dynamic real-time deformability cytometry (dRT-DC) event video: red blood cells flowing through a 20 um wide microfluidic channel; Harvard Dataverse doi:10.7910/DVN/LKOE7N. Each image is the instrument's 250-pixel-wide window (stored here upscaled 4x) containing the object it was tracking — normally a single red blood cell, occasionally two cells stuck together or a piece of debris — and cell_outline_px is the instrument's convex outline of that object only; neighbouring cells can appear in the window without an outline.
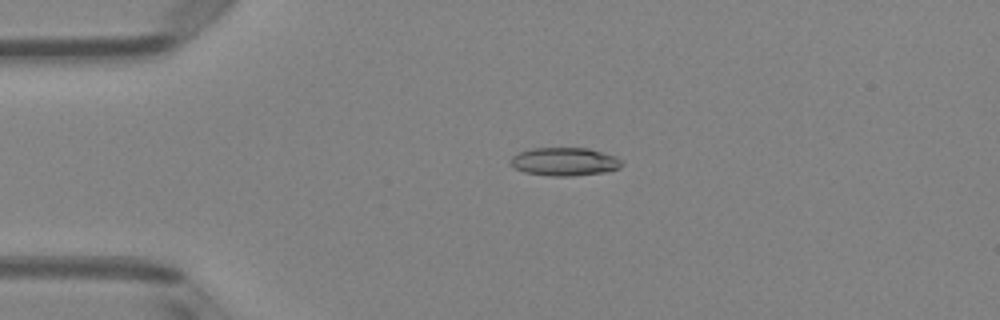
{"species": "Egyptian fruit bat (a non-hibernating species)", "species_latin": "Rousettus aegyptiacus", "temperature_condition": "room temperature", "stored_images_in_passage": 3, "camera_frame_rate_fps": 3000, "um_per_image_px": 0.085, "animal": {"sex": "female"}, "frame": {"image": 1, "passage_image": 2, "time_ms": 0.333, "image_size_px": [1000, 320], "cell_outline_px": [[624, 164], [620, 168], [608, 172], [572, 176], [548, 176], [524, 172], [516, 168], [508, 160], [512, 156], [520, 152], [532, 148], [588, 148], [616, 156]], "centroid_in_image_um": [48.01, 13.75], "position_along_channel_um": 37.0, "area_um2": 18.44}}